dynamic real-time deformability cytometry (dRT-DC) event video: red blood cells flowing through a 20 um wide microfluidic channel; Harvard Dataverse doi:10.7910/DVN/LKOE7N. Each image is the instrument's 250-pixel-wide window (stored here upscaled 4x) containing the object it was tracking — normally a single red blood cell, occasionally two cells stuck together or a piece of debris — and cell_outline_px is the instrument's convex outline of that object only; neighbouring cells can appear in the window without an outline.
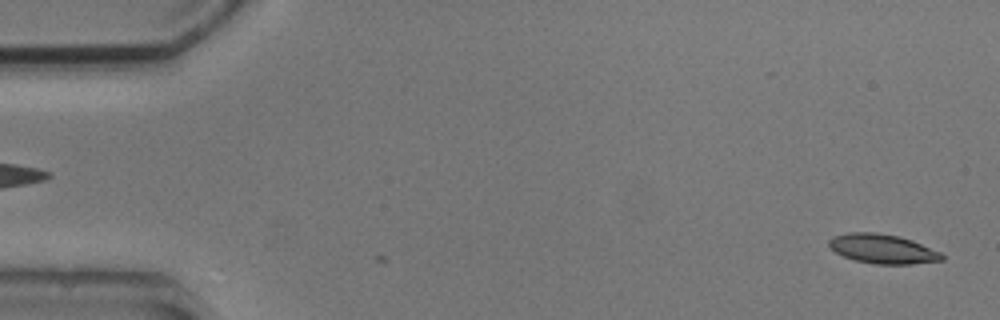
{"species": "common noctule bat (a hibernating species)", "species_latin": "Nyctalus noctula", "temperature_condition": "cold", "stored_images_in_passage": 2, "segment_of_instrument_passage": [2, 2], "camera_frame_rate_fps": 3000, "um_per_image_px": 0.085, "animal": {"sex": "male", "body_mass_g": 20.5, "forearm_length_mm": 52.5}, "frame": {"image": 1, "passage_image": 2, "time_ms": 1.667, "image_size_px": [1000, 320], "cell_outline_px": [[944, 260], [912, 264], [876, 264], [856, 260], [844, 256], [836, 252], [828, 244], [828, 240], [832, 236], [848, 232], [876, 232], [900, 236], [912, 240], [940, 252], [944, 256]], "centroid_in_image_um": [75.02, 21.14], "position_along_channel_um": 10.0, "area_um2": 19.31}}